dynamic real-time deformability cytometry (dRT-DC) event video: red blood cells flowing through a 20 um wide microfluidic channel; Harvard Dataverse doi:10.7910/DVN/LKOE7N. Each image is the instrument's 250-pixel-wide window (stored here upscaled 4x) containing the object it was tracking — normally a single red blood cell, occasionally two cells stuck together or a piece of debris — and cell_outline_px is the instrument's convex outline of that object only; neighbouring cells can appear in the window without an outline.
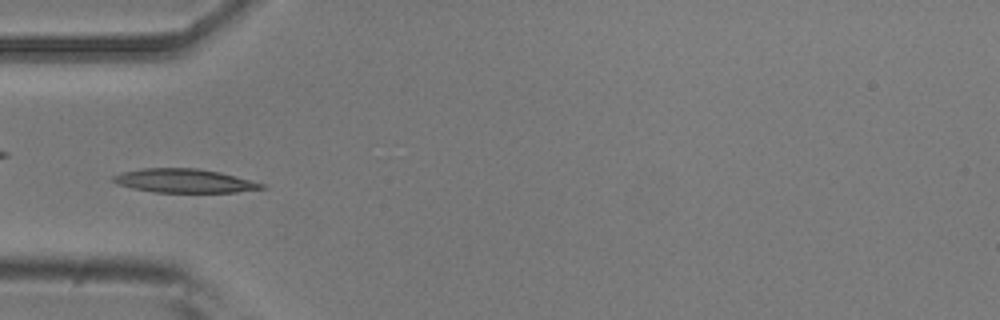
{"species": "common noctule bat (a hibernating species)", "species_latin": "Nyctalus noctula", "temperature_condition": "room temperature", "stored_images_in_passage": 50, "camera_frame_rate_fps": 3000, "um_per_image_px": 0.085, "animal": {"sex": "male", "body_mass_g": 20.5, "forearm_length_mm": 52.5}, "frame": {"image": 1, "passage_image": 15, "time_ms": 4.667, "image_size_px": [1000, 320], "cell_outline_px": [[268, 188], [236, 192], [156, 192], [132, 188], [116, 184], [108, 180], [112, 176], [120, 172], [140, 168], [196, 168], [220, 172], [264, 184]], "centroid_in_image_um": [15.59, 15.36], "position_along_channel_um": 69.4, "area_um2": 20.69}}
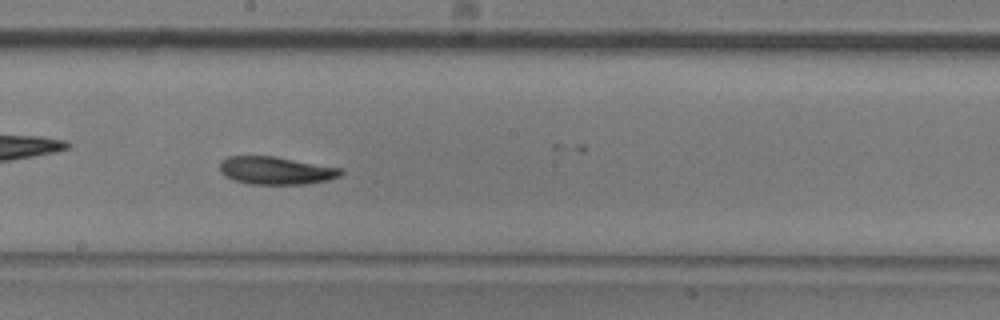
{"frame": {"image": 2, "passage_image": 27, "time_ms": 8.667, "image_size_px": [1000, 320], "cell_outline_px": [[344, 172], [340, 176], [328, 180], [304, 184], [248, 184], [232, 180], [224, 176], [220, 172], [220, 160], [228, 156], [276, 156], [344, 168]], "centroid_in_image_um": [23.46, 14.49], "position_along_channel_um": 224.7, "area_um2": 20.0}}
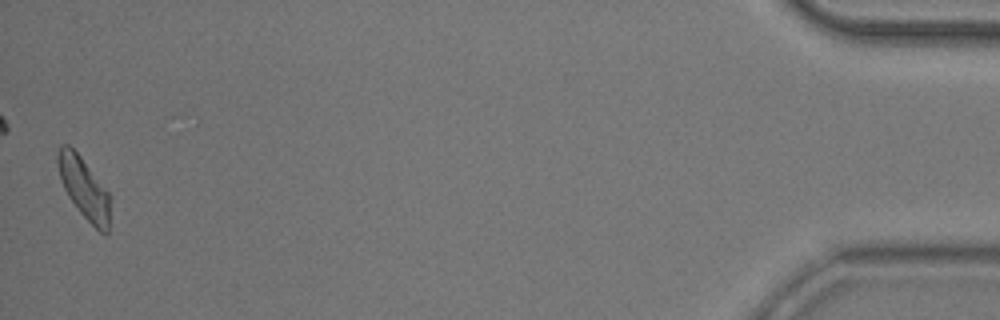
{"frame": {"image": 3, "passage_image": 50, "time_ms": 16.333, "image_size_px": [1000, 320], "cell_outline_px": [[112, 196], [108, 232], [104, 236], [80, 212], [68, 196], [60, 180], [56, 160], [56, 152], [60, 144], [68, 144], [80, 156]], "centroid_in_image_um": [7.15, 15.99], "position_along_channel_um": 428.0, "area_um2": 18.96}, "authors_computed_cell_mechanics": {"area_um2": 19.7676, "velocity_mm_per_s": 3.8678, "shape_relaxation_time_tau1_ms": 4.4114, "shape_relaxation_time_tau2_ms": null, "deformation_change_tau1": 0.1411, "deformation_change_tau2": null}}